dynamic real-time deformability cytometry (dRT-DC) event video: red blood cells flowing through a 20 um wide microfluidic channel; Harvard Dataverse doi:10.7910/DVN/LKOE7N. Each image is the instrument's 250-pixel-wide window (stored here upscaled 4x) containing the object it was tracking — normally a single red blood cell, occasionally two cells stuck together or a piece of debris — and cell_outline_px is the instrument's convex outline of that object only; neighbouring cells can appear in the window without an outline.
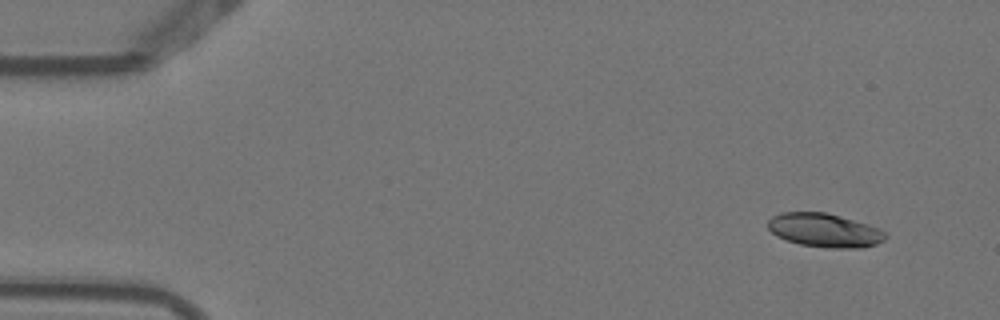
{"species": "Egyptian fruit bat (a non-hibernating species)", "species_latin": "Rousettus aegyptiacus", "temperature_condition": "warm", "stored_images_in_passage": 4, "camera_frame_rate_fps": 3000, "um_per_image_px": 0.085, "animal": {"sex": "female"}, "frame": {"image": 1, "passage_image": 1, "time_ms": 0.0, "image_size_px": [1000, 320], "cell_outline_px": [[888, 236], [884, 240], [876, 244], [864, 248], [828, 248], [800, 244], [776, 236], [768, 228], [768, 220], [772, 216], [780, 212], [828, 212], [868, 224], [880, 228]], "centroid_in_image_um": [70.1, 19.57], "position_along_channel_um": 14.9, "area_um2": 23.29}}
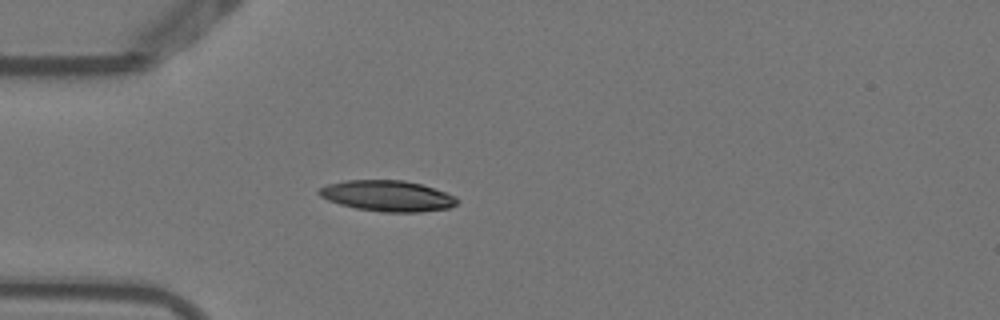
{"frame": {"image": 2, "passage_image": 4, "time_ms": 1.0, "image_size_px": [1000, 320], "cell_outline_px": [[460, 200], [456, 204], [448, 208], [420, 212], [384, 212], [356, 208], [340, 204], [328, 200], [320, 196], [316, 192], [320, 188], [328, 184], [344, 180], [404, 180], [420, 184], [456, 196]], "centroid_in_image_um": [32.92, 16.65], "position_along_channel_um": 52.1, "area_um2": 24.74}}